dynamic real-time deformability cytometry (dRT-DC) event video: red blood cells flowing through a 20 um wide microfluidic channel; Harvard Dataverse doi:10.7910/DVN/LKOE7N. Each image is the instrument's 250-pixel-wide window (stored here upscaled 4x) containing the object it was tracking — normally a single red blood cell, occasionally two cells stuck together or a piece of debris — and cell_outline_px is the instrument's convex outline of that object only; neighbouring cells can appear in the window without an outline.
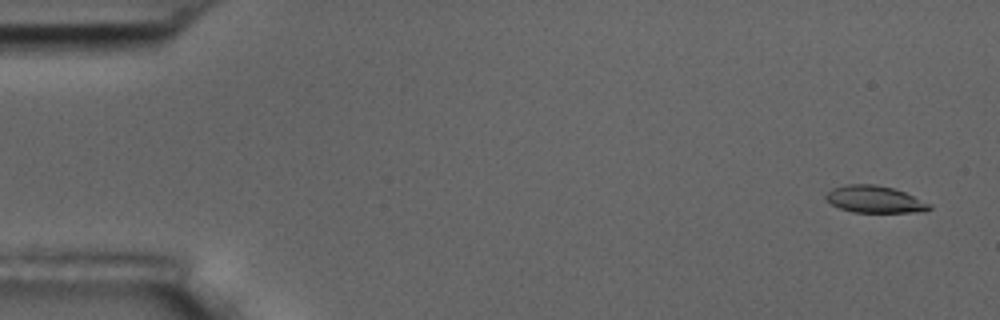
{"species": "common noctule bat (a hibernating species)", "species_latin": "Nyctalus noctula", "temperature_condition": "room temperature", "stored_images_in_passage": 5, "camera_frame_rate_fps": 3000, "um_per_image_px": 0.085, "animal": {"sex": "male", "body_mass_g": 17.5, "forearm_length_mm": 52.3}, "frame": {"image": 1, "passage_image": 1, "time_ms": 0.0, "image_size_px": [1000, 320], "cell_outline_px": [[932, 208], [924, 212], [852, 212], [840, 208], [832, 204], [824, 196], [832, 188], [848, 184], [876, 184], [892, 188], [904, 192], [932, 204]], "centroid_in_image_um": [74.37, 16.94], "position_along_channel_um": 10.6, "area_um2": 16.24}}
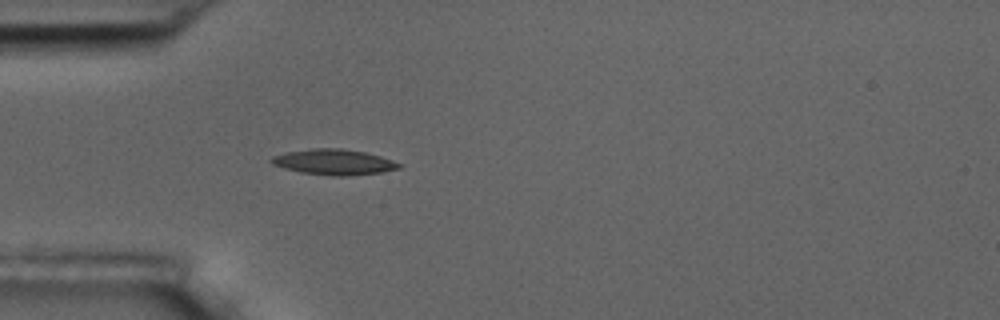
{"frame": {"image": 2, "passage_image": 5, "time_ms": 4.667, "image_size_px": [1000, 320], "cell_outline_px": [[404, 164], [400, 168], [380, 172], [348, 176], [336, 176], [300, 172], [284, 168], [272, 164], [268, 160], [272, 156], [288, 152], [312, 148], [340, 148], [364, 152], [380, 156]], "centroid_in_image_um": [28.38, 13.77], "position_along_channel_um": 56.6, "area_um2": 18.96}}